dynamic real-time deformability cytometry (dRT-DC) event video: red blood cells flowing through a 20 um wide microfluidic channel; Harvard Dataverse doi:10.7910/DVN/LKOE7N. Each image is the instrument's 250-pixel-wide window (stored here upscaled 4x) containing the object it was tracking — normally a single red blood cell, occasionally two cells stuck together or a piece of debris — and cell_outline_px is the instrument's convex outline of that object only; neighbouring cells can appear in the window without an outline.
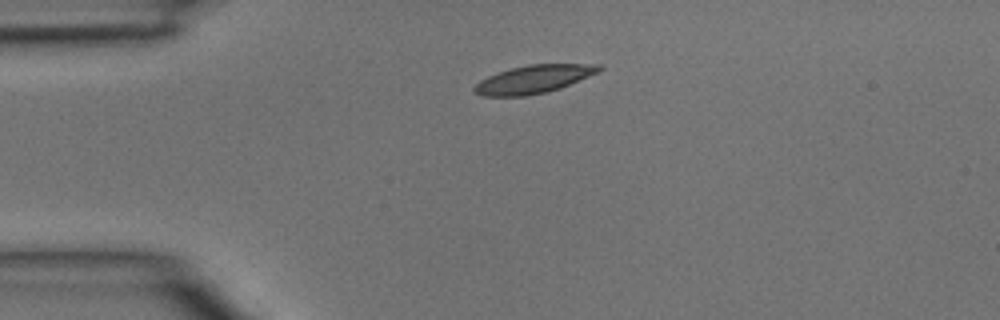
{"species": "common noctule bat (a hibernating species)", "species_latin": "Nyctalus noctula", "temperature_condition": "room temperature", "stored_images_in_passage": 3, "camera_frame_rate_fps": 3000, "um_per_image_px": 0.085, "animal": {"sex": "male", "body_mass_g": 15.6}, "frame": {"image": 1, "passage_image": 1, "time_ms": 0.0, "image_size_px": [1000, 320], "cell_outline_px": [[604, 68], [600, 72], [560, 88], [544, 92], [524, 96], [484, 96], [472, 92], [472, 88], [480, 80], [488, 76], [512, 68], [528, 64], [600, 64]], "centroid_in_image_um": [45.38, 6.73], "position_along_channel_um": 39.6, "area_um2": 20.35}}
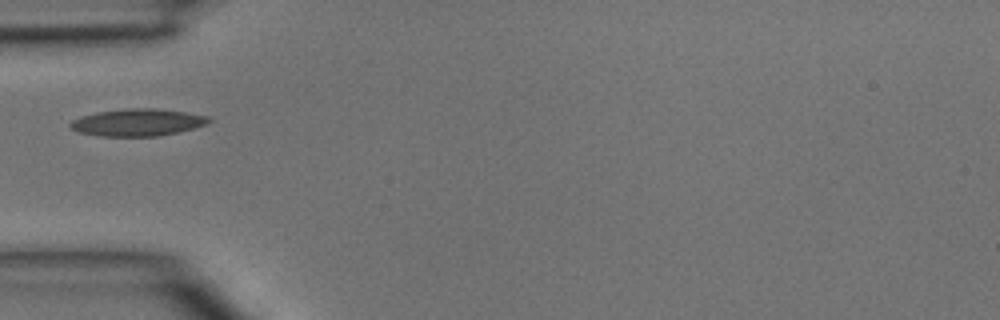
{"frame": {"image": 2, "passage_image": 2, "time_ms": 0.333, "image_size_px": [1000, 320], "cell_outline_px": [[212, 120], [208, 124], [176, 132], [156, 136], [100, 136], [80, 132], [72, 128], [68, 124], [72, 120], [96, 112], [128, 108], [160, 108], [208, 116]], "centroid_in_image_um": [11.71, 10.39], "position_along_channel_um": 73.3, "area_um2": 21.73}}
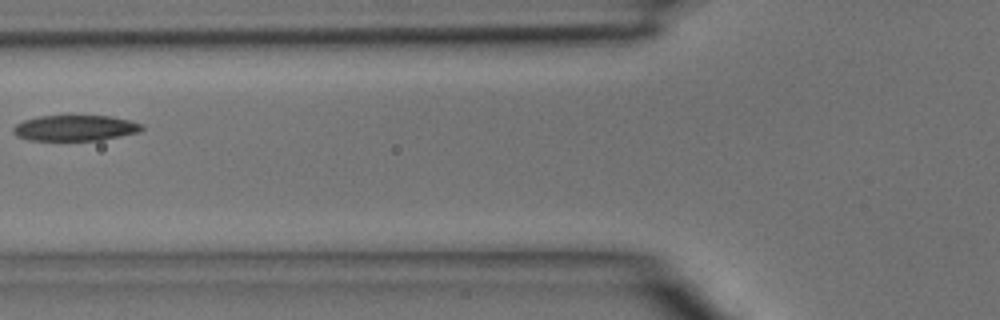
{"frame": {"image": 3, "passage_image": 3, "time_ms": 0.667, "image_size_px": [1000, 320], "cell_outline_px": [[144, 128], [140, 132], [100, 140], [28, 140], [16, 136], [12, 132], [12, 128], [16, 124], [24, 120], [40, 116], [112, 116], [144, 124]], "centroid_in_image_um": [6.39, 10.88], "position_along_channel_um": 119.4, "area_um2": 19.31}}